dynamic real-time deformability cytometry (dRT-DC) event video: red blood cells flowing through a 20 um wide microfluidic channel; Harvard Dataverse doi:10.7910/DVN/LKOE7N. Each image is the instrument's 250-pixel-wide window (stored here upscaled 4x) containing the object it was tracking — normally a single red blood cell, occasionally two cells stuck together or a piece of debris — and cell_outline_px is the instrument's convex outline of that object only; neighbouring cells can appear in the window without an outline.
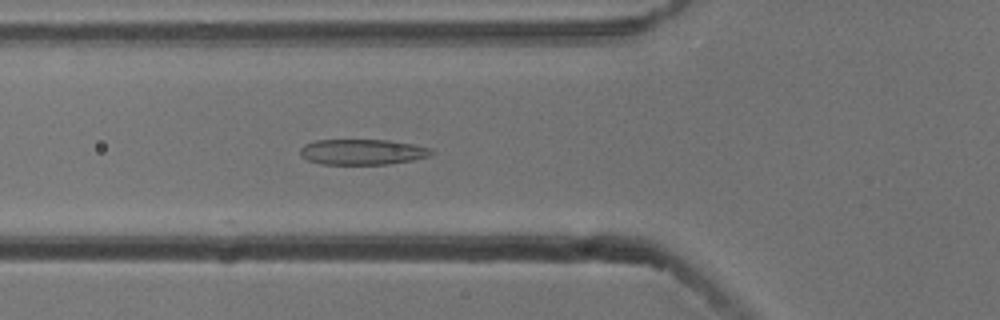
{"species": "common noctule bat (a hibernating species)", "species_latin": "Nyctalus noctula", "temperature_condition": "cold", "stored_images_in_passage": 14, "camera_frame_rate_fps": 3000, "um_per_image_px": 0.085, "animal": {"sex": "male", "body_mass_g": 13.3}, "frame": {"image": 1, "passage_image": 3, "time_ms": 0.667, "image_size_px": [1000, 320], "cell_outline_px": [[436, 152], [428, 156], [412, 160], [388, 164], [320, 164], [308, 160], [300, 156], [300, 148], [304, 144], [316, 140], [388, 140], [412, 144], [432, 148]], "centroid_in_image_um": [30.8, 12.91], "position_along_channel_um": 95.0, "area_um2": 19.59}}
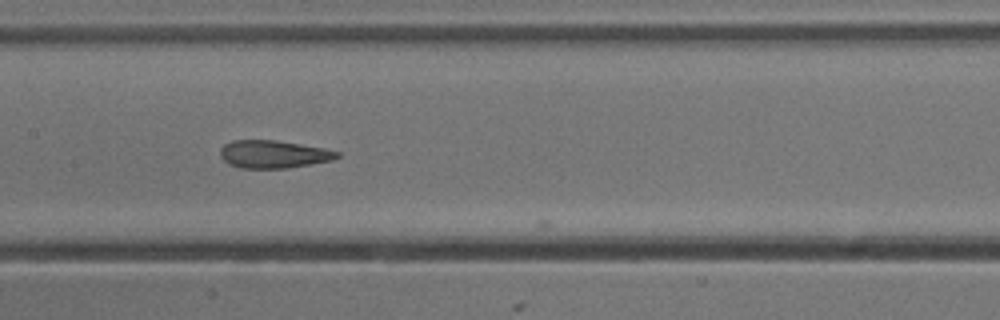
{"frame": {"image": 2, "passage_image": 10, "time_ms": 3.0, "image_size_px": [1000, 320], "cell_outline_px": [[340, 156], [332, 160], [312, 164], [288, 168], [240, 168], [228, 164], [220, 156], [220, 148], [224, 144], [232, 140], [276, 140], [324, 148], [340, 152]], "centroid_in_image_um": [23.23, 13.11], "position_along_channel_um": 184.2, "area_um2": 19.02}}
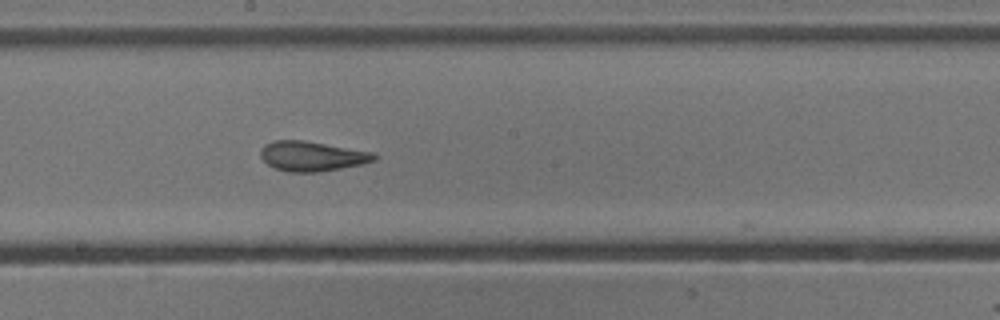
{"frame": {"image": 3, "passage_image": 13, "time_ms": 4.0, "image_size_px": [1000, 320], "cell_outline_px": [[376, 160], [364, 164], [316, 172], [288, 172], [276, 168], [268, 164], [260, 156], [260, 148], [264, 144], [272, 140], [304, 140], [376, 152]], "centroid_in_image_um": [26.53, 13.26], "position_along_channel_um": 221.7, "area_um2": 19.94}}